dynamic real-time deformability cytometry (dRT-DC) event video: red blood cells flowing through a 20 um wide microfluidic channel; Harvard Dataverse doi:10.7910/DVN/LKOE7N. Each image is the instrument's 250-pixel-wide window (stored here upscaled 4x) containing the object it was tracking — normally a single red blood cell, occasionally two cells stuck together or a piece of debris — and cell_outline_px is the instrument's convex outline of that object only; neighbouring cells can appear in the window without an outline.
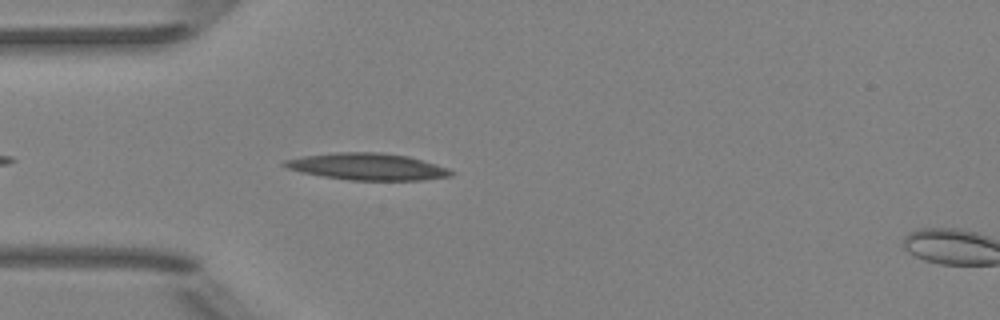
{"species": "Egyptian fruit bat (a non-hibernating species)", "species_latin": "Rousettus aegyptiacus", "temperature_condition": "room temperature", "stored_images_in_passage": 34, "camera_frame_rate_fps": 3000, "um_per_image_px": 0.085, "animal": {"sex": "female"}, "frame": {"image": 1, "passage_image": 1, "time_ms": 0.0, "image_size_px": [1000, 320], "cell_outline_px": [[452, 176], [424, 180], [352, 180], [324, 176], [304, 172], [288, 168], [280, 164], [284, 160], [300, 156], [340, 152], [376, 152], [408, 156], [436, 164], [448, 168], [452, 172]], "centroid_in_image_um": [31.23, 14.16], "position_along_channel_um": 53.8, "area_um2": 25.78}}
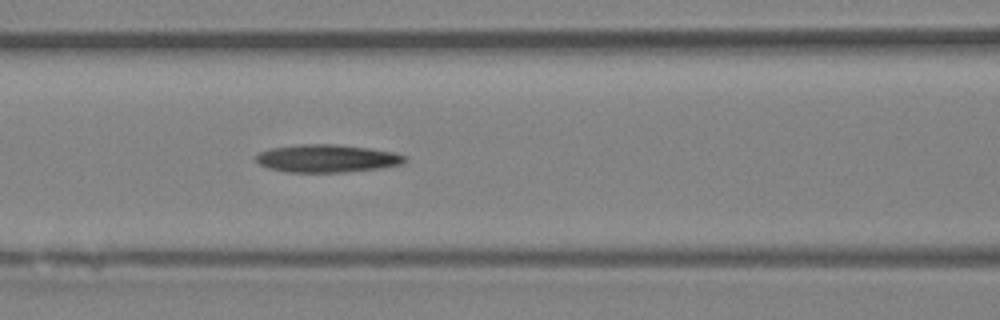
{"frame": {"image": 2, "passage_image": 8, "time_ms": 2.333, "image_size_px": [1000, 320], "cell_outline_px": [[408, 160], [400, 164], [376, 168], [340, 172], [284, 172], [268, 168], [260, 164], [256, 160], [256, 156], [260, 152], [268, 148], [300, 144], [336, 144], [368, 148], [396, 152], [404, 156]], "centroid_in_image_um": [27.75, 13.45], "position_along_channel_um": 138.9, "area_um2": 23.99}}
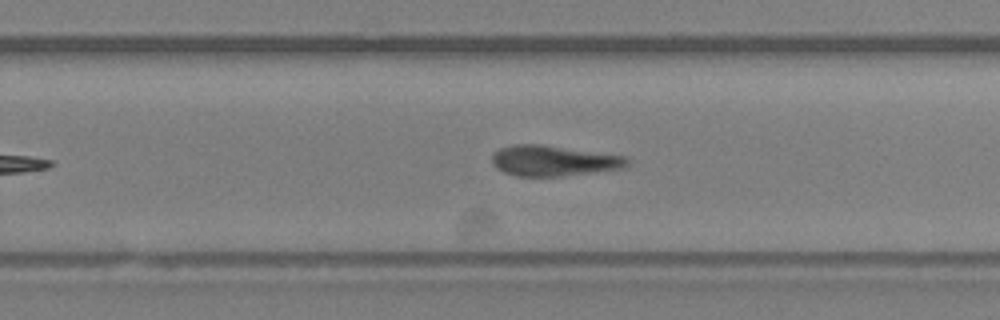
{"frame": {"image": 3, "passage_image": 19, "time_ms": 6.0, "image_size_px": [1000, 320], "cell_outline_px": [[628, 164], [624, 168], [560, 176], [516, 176], [504, 172], [496, 168], [492, 164], [492, 156], [500, 148], [516, 144], [540, 144], [624, 156], [628, 160]], "centroid_in_image_um": [47.01, 13.66], "position_along_channel_um": 282.8, "area_um2": 23.76}, "authors_computed_cell_mechanics": {"area_um2": 24.8251, "velocity_mm_per_s": 3.9449, "shape_relaxation_time_tau1_ms": null, "shape_relaxation_time_tau2_ms": 3.5591, "deformation_change_tau1": null, "deformation_change_tau2": 0.136}}